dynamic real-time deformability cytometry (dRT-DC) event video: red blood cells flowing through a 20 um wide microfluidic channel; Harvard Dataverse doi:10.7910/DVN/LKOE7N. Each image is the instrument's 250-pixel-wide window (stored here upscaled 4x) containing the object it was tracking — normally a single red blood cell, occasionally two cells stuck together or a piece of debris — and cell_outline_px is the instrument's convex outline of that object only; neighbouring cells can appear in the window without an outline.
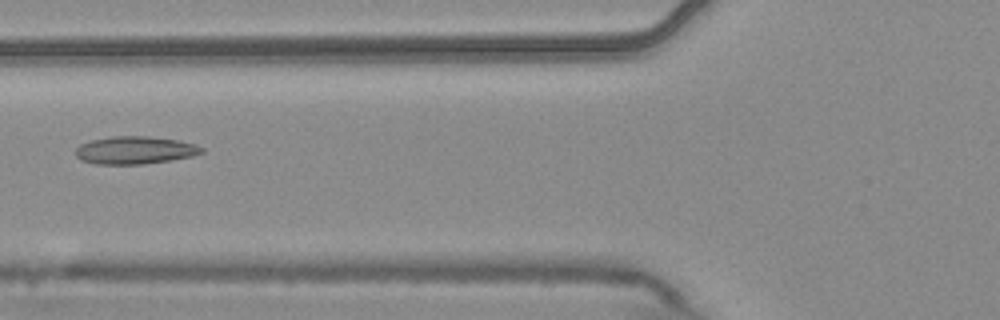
{"species": "common noctule bat (a hibernating species)", "species_latin": "Nyctalus noctula", "temperature_condition": "warm", "stored_images_in_passage": 8, "camera_frame_rate_fps": 3000, "um_per_image_px": 0.085, "animal": {"sex": "male", "body_mass_g": 20.4}, "frame": {"image": 1, "passage_image": 8, "time_ms": 2.333, "image_size_px": [1000, 320], "cell_outline_px": [[204, 152], [192, 156], [172, 160], [144, 164], [96, 164], [80, 160], [76, 156], [76, 148], [80, 144], [92, 140], [112, 136], [148, 136], [176, 140], [196, 144], [204, 148]], "centroid_in_image_um": [11.48, 12.77], "position_along_channel_um": 114.3, "area_um2": 20.4}}